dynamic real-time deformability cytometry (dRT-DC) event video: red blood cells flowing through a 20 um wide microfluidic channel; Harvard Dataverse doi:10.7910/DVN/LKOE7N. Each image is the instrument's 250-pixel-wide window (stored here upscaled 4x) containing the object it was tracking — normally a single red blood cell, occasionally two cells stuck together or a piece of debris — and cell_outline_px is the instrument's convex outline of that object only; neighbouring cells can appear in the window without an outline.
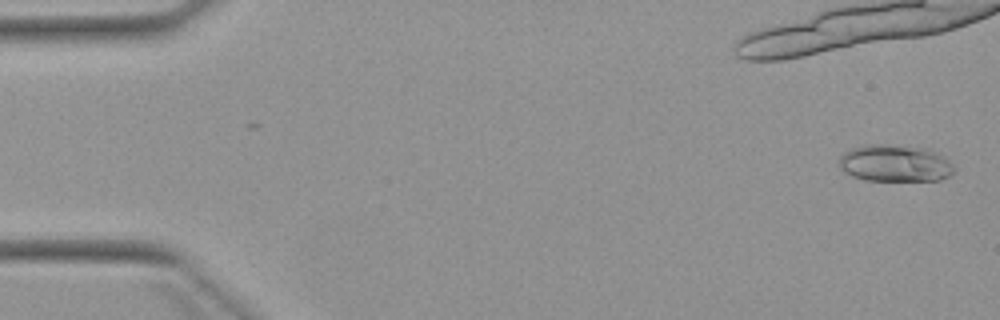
{"species": "Egyptian fruit bat (a non-hibernating species)", "species_latin": "Rousettus aegyptiacus", "temperature_condition": "warm", "stored_images_in_passage": 4, "segment_of_instrument_passage": [2, 2], "camera_frame_rate_fps": 3000, "um_per_image_px": 0.085, "animal": {"sex": "female"}, "frame": {"image": 1, "passage_image": 4, "time_ms": 3.667, "image_size_px": [1000, 320], "cell_outline_px": [[952, 172], [948, 176], [940, 180], [864, 180], [852, 176], [844, 172], [840, 168], [840, 156], [844, 152], [852, 148], [868, 144], [884, 144], [928, 148], [944, 156], [952, 164]], "centroid_in_image_um": [76.05, 13.87], "position_along_channel_um": 9.0, "area_um2": 24.68}}